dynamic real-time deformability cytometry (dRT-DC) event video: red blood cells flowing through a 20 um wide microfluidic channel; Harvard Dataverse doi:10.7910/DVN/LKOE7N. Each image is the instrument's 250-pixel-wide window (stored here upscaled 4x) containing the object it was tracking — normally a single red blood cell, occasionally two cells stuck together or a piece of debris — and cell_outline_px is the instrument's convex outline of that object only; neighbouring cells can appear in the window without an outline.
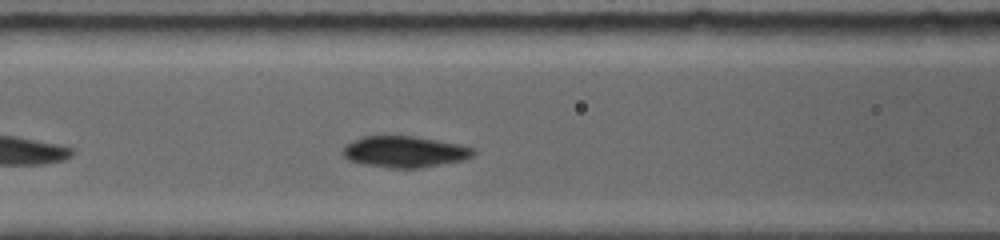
{"species": "common noctule bat (a hibernating species)", "species_latin": "Nyctalus noctula", "temperature_condition": "room temperature", "stored_images_in_passage": 12, "camera_frame_rate_fps": 5000, "um_per_image_px": 0.085, "animal": {"sex": "female", "body_mass_g": 19.0, "forearm_length_mm": 56.7}, "frame": {"image": 1, "passage_image": 7, "time_ms": 2.4, "image_size_px": [1000, 240], "cell_outline_px": [[476, 152], [472, 156], [464, 160], [420, 168], [392, 168], [360, 164], [348, 160], [340, 152], [344, 144], [352, 140], [364, 136], [416, 136], [460, 144], [472, 148]], "centroid_in_image_um": [34.34, 12.9], "position_along_channel_um": 132.3, "area_um2": 24.1}}
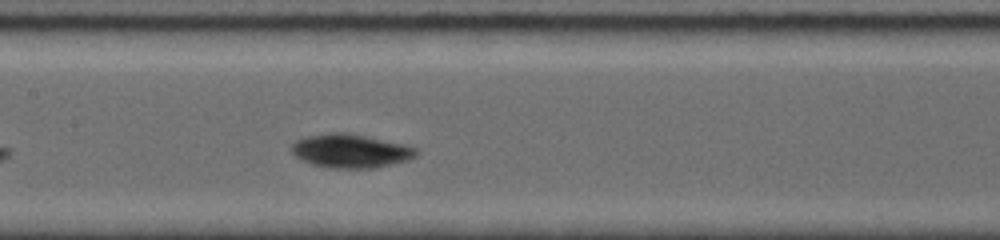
{"frame": {"image": 2, "passage_image": 10, "time_ms": 3.6, "image_size_px": [1000, 240], "cell_outline_px": [[420, 152], [416, 156], [408, 160], [372, 168], [332, 168], [312, 164], [296, 156], [292, 152], [292, 144], [296, 140], [304, 136], [332, 132], [348, 132], [404, 144], [416, 148]], "centroid_in_image_um": [29.81, 12.81], "position_along_channel_um": 177.6, "area_um2": 24.45}}
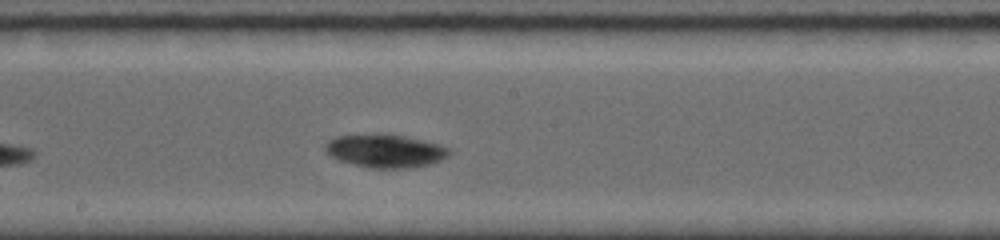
{"frame": {"image": 3, "passage_image": 12, "time_ms": 4.6, "image_size_px": [1000, 240], "cell_outline_px": [[452, 152], [448, 156], [440, 160], [428, 164], [412, 168], [368, 168], [352, 164], [340, 160], [332, 156], [324, 148], [324, 144], [328, 140], [336, 136], [384, 132], [404, 136], [436, 144], [448, 148]], "centroid_in_image_um": [32.71, 12.81], "position_along_channel_um": 215.5, "area_um2": 24.1}}